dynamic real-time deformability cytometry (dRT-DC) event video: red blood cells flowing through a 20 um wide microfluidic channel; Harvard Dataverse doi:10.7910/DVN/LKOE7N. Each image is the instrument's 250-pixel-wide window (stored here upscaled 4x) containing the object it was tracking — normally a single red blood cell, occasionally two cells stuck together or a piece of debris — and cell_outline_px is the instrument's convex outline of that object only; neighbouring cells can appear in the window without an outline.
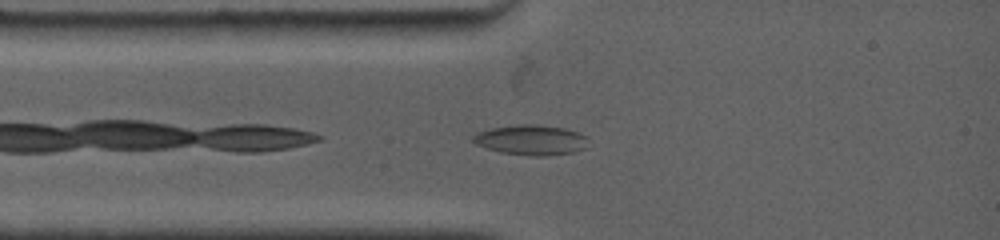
{"species": "common noctule bat (a hibernating species)", "species_latin": "Nyctalus noctula", "temperature_condition": "warm", "stored_images_in_passage": 8, "camera_frame_rate_fps": 4500, "um_per_image_px": 0.085, "animal": {"sex": "female", "body_mass_g": 19.0, "forearm_length_mm": 53.3}, "frame": {"image": 1, "passage_image": 2, "time_ms": 0.444, "image_size_px": [1000, 240], "cell_outline_px": [[588, 136], [584, 148], [572, 152], [544, 156], [532, 156], [500, 152], [476, 144], [472, 140], [472, 136], [480, 132], [492, 128], [520, 124], [536, 124], [564, 128]], "centroid_in_image_um": [45.14, 11.89], "position_along_channel_um": 39.9, "area_um2": 19.94}}
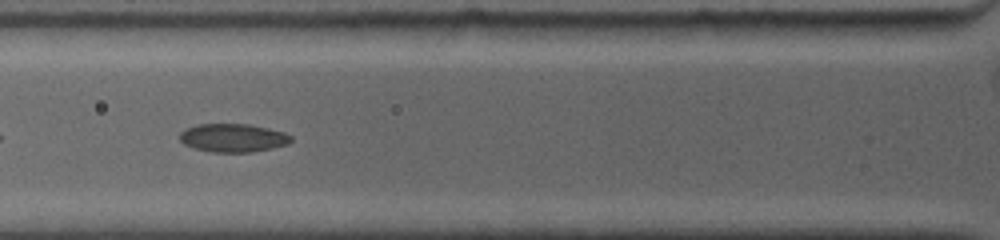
{"frame": {"image": 2, "passage_image": 6, "time_ms": 2.222, "image_size_px": [1000, 240], "cell_outline_px": [[292, 140], [288, 144], [272, 148], [252, 152], [212, 152], [196, 148], [184, 144], [180, 140], [180, 132], [196, 124], [248, 124], [268, 128], [284, 132], [292, 136]], "centroid_in_image_um": [19.83, 11.71], "position_along_channel_um": 106.0, "area_um2": 18.32}}
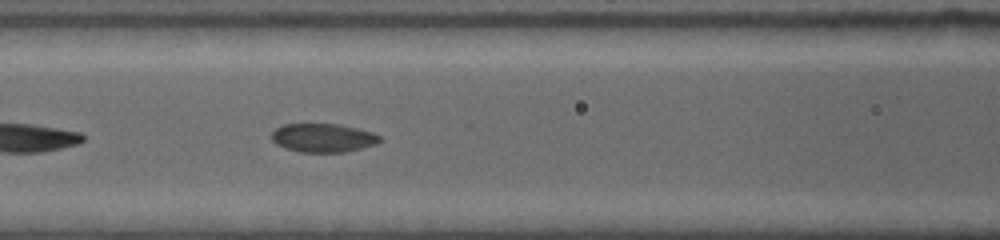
{"frame": {"image": 3, "passage_image": 8, "time_ms": 3.111, "image_size_px": [1000, 240], "cell_outline_px": [[380, 140], [376, 144], [344, 152], [300, 152], [284, 148], [276, 144], [272, 140], [272, 132], [276, 128], [284, 124], [340, 124], [372, 132], [380, 136]], "centroid_in_image_um": [27.43, 11.71], "position_along_channel_um": 139.2, "area_um2": 17.98}}